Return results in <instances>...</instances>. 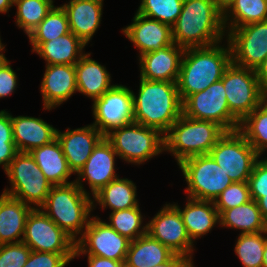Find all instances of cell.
I'll return each mask as SVG.
<instances>
[{"label":"cell","instance_id":"cell-16","mask_svg":"<svg viewBox=\"0 0 267 267\" xmlns=\"http://www.w3.org/2000/svg\"><path fill=\"white\" fill-rule=\"evenodd\" d=\"M147 233L168 247L173 253L186 257L192 262L193 242L183 223L179 210L166 204L155 217L147 223Z\"/></svg>","mask_w":267,"mask_h":267},{"label":"cell","instance_id":"cell-44","mask_svg":"<svg viewBox=\"0 0 267 267\" xmlns=\"http://www.w3.org/2000/svg\"><path fill=\"white\" fill-rule=\"evenodd\" d=\"M17 76L6 59L0 64V98L10 95L16 88Z\"/></svg>","mask_w":267,"mask_h":267},{"label":"cell","instance_id":"cell-24","mask_svg":"<svg viewBox=\"0 0 267 267\" xmlns=\"http://www.w3.org/2000/svg\"><path fill=\"white\" fill-rule=\"evenodd\" d=\"M33 208L35 207L27 205L19 199L5 193L1 194L0 244L17 243L23 240L26 220Z\"/></svg>","mask_w":267,"mask_h":267},{"label":"cell","instance_id":"cell-20","mask_svg":"<svg viewBox=\"0 0 267 267\" xmlns=\"http://www.w3.org/2000/svg\"><path fill=\"white\" fill-rule=\"evenodd\" d=\"M122 31L140 49V56L174 43L171 26L158 20H149L138 13L135 14L133 23Z\"/></svg>","mask_w":267,"mask_h":267},{"label":"cell","instance_id":"cell-2","mask_svg":"<svg viewBox=\"0 0 267 267\" xmlns=\"http://www.w3.org/2000/svg\"><path fill=\"white\" fill-rule=\"evenodd\" d=\"M138 91V97L133 93L134 122L165 135L183 114L177 83L140 78Z\"/></svg>","mask_w":267,"mask_h":267},{"label":"cell","instance_id":"cell-21","mask_svg":"<svg viewBox=\"0 0 267 267\" xmlns=\"http://www.w3.org/2000/svg\"><path fill=\"white\" fill-rule=\"evenodd\" d=\"M43 77L41 92L44 109L51 110L77 91L75 65H47Z\"/></svg>","mask_w":267,"mask_h":267},{"label":"cell","instance_id":"cell-8","mask_svg":"<svg viewBox=\"0 0 267 267\" xmlns=\"http://www.w3.org/2000/svg\"><path fill=\"white\" fill-rule=\"evenodd\" d=\"M188 184V197L197 200L215 201L233 181L209 155H196L179 164Z\"/></svg>","mask_w":267,"mask_h":267},{"label":"cell","instance_id":"cell-33","mask_svg":"<svg viewBox=\"0 0 267 267\" xmlns=\"http://www.w3.org/2000/svg\"><path fill=\"white\" fill-rule=\"evenodd\" d=\"M238 130L259 155L265 151L267 148V99L240 123Z\"/></svg>","mask_w":267,"mask_h":267},{"label":"cell","instance_id":"cell-17","mask_svg":"<svg viewBox=\"0 0 267 267\" xmlns=\"http://www.w3.org/2000/svg\"><path fill=\"white\" fill-rule=\"evenodd\" d=\"M115 156H118L117 153L104 136L94 147L84 166L77 172L79 179L75 182L81 190L87 193L81 184L82 182L79 181L80 178L88 181L93 196L109 182L117 179L118 176L114 168Z\"/></svg>","mask_w":267,"mask_h":267},{"label":"cell","instance_id":"cell-34","mask_svg":"<svg viewBox=\"0 0 267 267\" xmlns=\"http://www.w3.org/2000/svg\"><path fill=\"white\" fill-rule=\"evenodd\" d=\"M70 32L68 16L61 7H53L40 24L28 35L30 43H44Z\"/></svg>","mask_w":267,"mask_h":267},{"label":"cell","instance_id":"cell-27","mask_svg":"<svg viewBox=\"0 0 267 267\" xmlns=\"http://www.w3.org/2000/svg\"><path fill=\"white\" fill-rule=\"evenodd\" d=\"M90 53L85 54L75 64L77 91L91 97L100 98L114 85H110L111 76L104 66L92 60Z\"/></svg>","mask_w":267,"mask_h":267},{"label":"cell","instance_id":"cell-36","mask_svg":"<svg viewBox=\"0 0 267 267\" xmlns=\"http://www.w3.org/2000/svg\"><path fill=\"white\" fill-rule=\"evenodd\" d=\"M264 232L240 234L235 245V252L244 267H262L264 247L267 240Z\"/></svg>","mask_w":267,"mask_h":267},{"label":"cell","instance_id":"cell-38","mask_svg":"<svg viewBox=\"0 0 267 267\" xmlns=\"http://www.w3.org/2000/svg\"><path fill=\"white\" fill-rule=\"evenodd\" d=\"M184 0H142L137 13L173 26L179 17Z\"/></svg>","mask_w":267,"mask_h":267},{"label":"cell","instance_id":"cell-51","mask_svg":"<svg viewBox=\"0 0 267 267\" xmlns=\"http://www.w3.org/2000/svg\"><path fill=\"white\" fill-rule=\"evenodd\" d=\"M262 267H267V240H266L265 247H264L263 266Z\"/></svg>","mask_w":267,"mask_h":267},{"label":"cell","instance_id":"cell-42","mask_svg":"<svg viewBox=\"0 0 267 267\" xmlns=\"http://www.w3.org/2000/svg\"><path fill=\"white\" fill-rule=\"evenodd\" d=\"M74 254L49 253L31 250L30 256L23 267H65Z\"/></svg>","mask_w":267,"mask_h":267},{"label":"cell","instance_id":"cell-15","mask_svg":"<svg viewBox=\"0 0 267 267\" xmlns=\"http://www.w3.org/2000/svg\"><path fill=\"white\" fill-rule=\"evenodd\" d=\"M93 125L105 136L115 128L134 122L133 91L123 85H114L94 100Z\"/></svg>","mask_w":267,"mask_h":267},{"label":"cell","instance_id":"cell-14","mask_svg":"<svg viewBox=\"0 0 267 267\" xmlns=\"http://www.w3.org/2000/svg\"><path fill=\"white\" fill-rule=\"evenodd\" d=\"M229 30L232 63L256 70L267 57V20Z\"/></svg>","mask_w":267,"mask_h":267},{"label":"cell","instance_id":"cell-7","mask_svg":"<svg viewBox=\"0 0 267 267\" xmlns=\"http://www.w3.org/2000/svg\"><path fill=\"white\" fill-rule=\"evenodd\" d=\"M12 188L3 193L41 207L53 186L44 176L29 152H18L5 170Z\"/></svg>","mask_w":267,"mask_h":267},{"label":"cell","instance_id":"cell-26","mask_svg":"<svg viewBox=\"0 0 267 267\" xmlns=\"http://www.w3.org/2000/svg\"><path fill=\"white\" fill-rule=\"evenodd\" d=\"M29 153L35 159L36 164L46 179L53 186L73 183L67 182L73 172L68 165L57 139L49 144L37 147Z\"/></svg>","mask_w":267,"mask_h":267},{"label":"cell","instance_id":"cell-47","mask_svg":"<svg viewBox=\"0 0 267 267\" xmlns=\"http://www.w3.org/2000/svg\"><path fill=\"white\" fill-rule=\"evenodd\" d=\"M192 263L186 257L175 254L169 261L150 267H192Z\"/></svg>","mask_w":267,"mask_h":267},{"label":"cell","instance_id":"cell-41","mask_svg":"<svg viewBox=\"0 0 267 267\" xmlns=\"http://www.w3.org/2000/svg\"><path fill=\"white\" fill-rule=\"evenodd\" d=\"M31 253V248L23 241L0 244V267H23Z\"/></svg>","mask_w":267,"mask_h":267},{"label":"cell","instance_id":"cell-50","mask_svg":"<svg viewBox=\"0 0 267 267\" xmlns=\"http://www.w3.org/2000/svg\"><path fill=\"white\" fill-rule=\"evenodd\" d=\"M234 0H216L219 9L224 12V10L233 2Z\"/></svg>","mask_w":267,"mask_h":267},{"label":"cell","instance_id":"cell-13","mask_svg":"<svg viewBox=\"0 0 267 267\" xmlns=\"http://www.w3.org/2000/svg\"><path fill=\"white\" fill-rule=\"evenodd\" d=\"M22 241L33 251L75 253V241L38 207L33 208L27 217Z\"/></svg>","mask_w":267,"mask_h":267},{"label":"cell","instance_id":"cell-31","mask_svg":"<svg viewBox=\"0 0 267 267\" xmlns=\"http://www.w3.org/2000/svg\"><path fill=\"white\" fill-rule=\"evenodd\" d=\"M136 190L131 180L117 178L105 185L93 197L103 209L109 206L114 212L139 206Z\"/></svg>","mask_w":267,"mask_h":267},{"label":"cell","instance_id":"cell-3","mask_svg":"<svg viewBox=\"0 0 267 267\" xmlns=\"http://www.w3.org/2000/svg\"><path fill=\"white\" fill-rule=\"evenodd\" d=\"M217 45L185 48L177 81L182 102L189 95L203 91L221 80L232 63L229 42L227 48Z\"/></svg>","mask_w":267,"mask_h":267},{"label":"cell","instance_id":"cell-29","mask_svg":"<svg viewBox=\"0 0 267 267\" xmlns=\"http://www.w3.org/2000/svg\"><path fill=\"white\" fill-rule=\"evenodd\" d=\"M175 253L148 233L130 242L126 267H150L169 261Z\"/></svg>","mask_w":267,"mask_h":267},{"label":"cell","instance_id":"cell-32","mask_svg":"<svg viewBox=\"0 0 267 267\" xmlns=\"http://www.w3.org/2000/svg\"><path fill=\"white\" fill-rule=\"evenodd\" d=\"M231 13L230 28L234 29L253 22L267 20V0H234L223 12V25L226 28Z\"/></svg>","mask_w":267,"mask_h":267},{"label":"cell","instance_id":"cell-28","mask_svg":"<svg viewBox=\"0 0 267 267\" xmlns=\"http://www.w3.org/2000/svg\"><path fill=\"white\" fill-rule=\"evenodd\" d=\"M187 199V205L183 210L178 205H173L179 210L187 233L193 242V239L196 240L207 234L216 223H220V220L214 201L197 200L189 197Z\"/></svg>","mask_w":267,"mask_h":267},{"label":"cell","instance_id":"cell-30","mask_svg":"<svg viewBox=\"0 0 267 267\" xmlns=\"http://www.w3.org/2000/svg\"><path fill=\"white\" fill-rule=\"evenodd\" d=\"M220 225L242 230L241 234L264 232L267 222L264 220L255 200L224 210L219 215Z\"/></svg>","mask_w":267,"mask_h":267},{"label":"cell","instance_id":"cell-9","mask_svg":"<svg viewBox=\"0 0 267 267\" xmlns=\"http://www.w3.org/2000/svg\"><path fill=\"white\" fill-rule=\"evenodd\" d=\"M221 80L229 110L240 123L266 99L254 69L231 63Z\"/></svg>","mask_w":267,"mask_h":267},{"label":"cell","instance_id":"cell-11","mask_svg":"<svg viewBox=\"0 0 267 267\" xmlns=\"http://www.w3.org/2000/svg\"><path fill=\"white\" fill-rule=\"evenodd\" d=\"M182 108L183 115L189 118L216 122L226 131L239 129L240 122L229 110L222 80L214 82L203 91L189 95L182 102Z\"/></svg>","mask_w":267,"mask_h":267},{"label":"cell","instance_id":"cell-10","mask_svg":"<svg viewBox=\"0 0 267 267\" xmlns=\"http://www.w3.org/2000/svg\"><path fill=\"white\" fill-rule=\"evenodd\" d=\"M209 155L233 182L248 181L260 155L239 131H226Z\"/></svg>","mask_w":267,"mask_h":267},{"label":"cell","instance_id":"cell-48","mask_svg":"<svg viewBox=\"0 0 267 267\" xmlns=\"http://www.w3.org/2000/svg\"><path fill=\"white\" fill-rule=\"evenodd\" d=\"M257 204L264 220L267 222V193H260V199Z\"/></svg>","mask_w":267,"mask_h":267},{"label":"cell","instance_id":"cell-23","mask_svg":"<svg viewBox=\"0 0 267 267\" xmlns=\"http://www.w3.org/2000/svg\"><path fill=\"white\" fill-rule=\"evenodd\" d=\"M10 117L13 141L19 152H31L56 139L57 129L42 119L29 116Z\"/></svg>","mask_w":267,"mask_h":267},{"label":"cell","instance_id":"cell-37","mask_svg":"<svg viewBox=\"0 0 267 267\" xmlns=\"http://www.w3.org/2000/svg\"><path fill=\"white\" fill-rule=\"evenodd\" d=\"M109 219L110 223L107 224L131 241L147 234V224L140 230L143 218L139 206L114 211Z\"/></svg>","mask_w":267,"mask_h":267},{"label":"cell","instance_id":"cell-35","mask_svg":"<svg viewBox=\"0 0 267 267\" xmlns=\"http://www.w3.org/2000/svg\"><path fill=\"white\" fill-rule=\"evenodd\" d=\"M16 23L29 35L54 7L53 0H14Z\"/></svg>","mask_w":267,"mask_h":267},{"label":"cell","instance_id":"cell-18","mask_svg":"<svg viewBox=\"0 0 267 267\" xmlns=\"http://www.w3.org/2000/svg\"><path fill=\"white\" fill-rule=\"evenodd\" d=\"M184 51L185 48L173 43L157 51L141 55L139 57L140 78L177 83Z\"/></svg>","mask_w":267,"mask_h":267},{"label":"cell","instance_id":"cell-40","mask_svg":"<svg viewBox=\"0 0 267 267\" xmlns=\"http://www.w3.org/2000/svg\"><path fill=\"white\" fill-rule=\"evenodd\" d=\"M19 151L13 141L11 117L5 110L0 111V165L6 170Z\"/></svg>","mask_w":267,"mask_h":267},{"label":"cell","instance_id":"cell-12","mask_svg":"<svg viewBox=\"0 0 267 267\" xmlns=\"http://www.w3.org/2000/svg\"><path fill=\"white\" fill-rule=\"evenodd\" d=\"M131 240L122 236L100 218L92 217L83 235L75 242L74 257L80 254L125 261Z\"/></svg>","mask_w":267,"mask_h":267},{"label":"cell","instance_id":"cell-49","mask_svg":"<svg viewBox=\"0 0 267 267\" xmlns=\"http://www.w3.org/2000/svg\"><path fill=\"white\" fill-rule=\"evenodd\" d=\"M13 4L14 0H0V12L6 13Z\"/></svg>","mask_w":267,"mask_h":267},{"label":"cell","instance_id":"cell-52","mask_svg":"<svg viewBox=\"0 0 267 267\" xmlns=\"http://www.w3.org/2000/svg\"><path fill=\"white\" fill-rule=\"evenodd\" d=\"M4 50V46L1 43V38H0V52ZM6 60L5 56L3 53H0V64L3 63Z\"/></svg>","mask_w":267,"mask_h":267},{"label":"cell","instance_id":"cell-1","mask_svg":"<svg viewBox=\"0 0 267 267\" xmlns=\"http://www.w3.org/2000/svg\"><path fill=\"white\" fill-rule=\"evenodd\" d=\"M224 30L223 12L216 0H184L172 37L183 48L206 47L219 44Z\"/></svg>","mask_w":267,"mask_h":267},{"label":"cell","instance_id":"cell-19","mask_svg":"<svg viewBox=\"0 0 267 267\" xmlns=\"http://www.w3.org/2000/svg\"><path fill=\"white\" fill-rule=\"evenodd\" d=\"M104 135L92 124L75 130H57L56 139L73 173H77L91 156L94 147Z\"/></svg>","mask_w":267,"mask_h":267},{"label":"cell","instance_id":"cell-46","mask_svg":"<svg viewBox=\"0 0 267 267\" xmlns=\"http://www.w3.org/2000/svg\"><path fill=\"white\" fill-rule=\"evenodd\" d=\"M257 78L260 84L262 94L267 99V57L265 60L256 68Z\"/></svg>","mask_w":267,"mask_h":267},{"label":"cell","instance_id":"cell-45","mask_svg":"<svg viewBox=\"0 0 267 267\" xmlns=\"http://www.w3.org/2000/svg\"><path fill=\"white\" fill-rule=\"evenodd\" d=\"M88 264L89 267H126L125 261H116L93 255H88Z\"/></svg>","mask_w":267,"mask_h":267},{"label":"cell","instance_id":"cell-6","mask_svg":"<svg viewBox=\"0 0 267 267\" xmlns=\"http://www.w3.org/2000/svg\"><path fill=\"white\" fill-rule=\"evenodd\" d=\"M113 130L105 138L117 155L129 163L139 165L165 150L164 135L157 129L132 122Z\"/></svg>","mask_w":267,"mask_h":267},{"label":"cell","instance_id":"cell-5","mask_svg":"<svg viewBox=\"0 0 267 267\" xmlns=\"http://www.w3.org/2000/svg\"><path fill=\"white\" fill-rule=\"evenodd\" d=\"M225 133L216 122L195 120L182 114L164 135L165 151L171 152L179 164L186 158L209 154Z\"/></svg>","mask_w":267,"mask_h":267},{"label":"cell","instance_id":"cell-25","mask_svg":"<svg viewBox=\"0 0 267 267\" xmlns=\"http://www.w3.org/2000/svg\"><path fill=\"white\" fill-rule=\"evenodd\" d=\"M31 44L32 50L44 58L46 65H75L84 55L82 50L86 46L71 31L51 41Z\"/></svg>","mask_w":267,"mask_h":267},{"label":"cell","instance_id":"cell-22","mask_svg":"<svg viewBox=\"0 0 267 267\" xmlns=\"http://www.w3.org/2000/svg\"><path fill=\"white\" fill-rule=\"evenodd\" d=\"M103 0H70L62 5L68 16L70 31L85 45L91 40L101 21Z\"/></svg>","mask_w":267,"mask_h":267},{"label":"cell","instance_id":"cell-4","mask_svg":"<svg viewBox=\"0 0 267 267\" xmlns=\"http://www.w3.org/2000/svg\"><path fill=\"white\" fill-rule=\"evenodd\" d=\"M93 202L89 193H85L73 181L66 185L52 186L40 209L76 242L77 234L82 231L83 235L82 229H86L88 225Z\"/></svg>","mask_w":267,"mask_h":267},{"label":"cell","instance_id":"cell-43","mask_svg":"<svg viewBox=\"0 0 267 267\" xmlns=\"http://www.w3.org/2000/svg\"><path fill=\"white\" fill-rule=\"evenodd\" d=\"M251 199L256 202L260 193H267V159L257 160L248 179Z\"/></svg>","mask_w":267,"mask_h":267},{"label":"cell","instance_id":"cell-39","mask_svg":"<svg viewBox=\"0 0 267 267\" xmlns=\"http://www.w3.org/2000/svg\"><path fill=\"white\" fill-rule=\"evenodd\" d=\"M251 199L248 181L232 182L220 195L215 199L214 204L219 215L227 209L243 205Z\"/></svg>","mask_w":267,"mask_h":267}]
</instances>
